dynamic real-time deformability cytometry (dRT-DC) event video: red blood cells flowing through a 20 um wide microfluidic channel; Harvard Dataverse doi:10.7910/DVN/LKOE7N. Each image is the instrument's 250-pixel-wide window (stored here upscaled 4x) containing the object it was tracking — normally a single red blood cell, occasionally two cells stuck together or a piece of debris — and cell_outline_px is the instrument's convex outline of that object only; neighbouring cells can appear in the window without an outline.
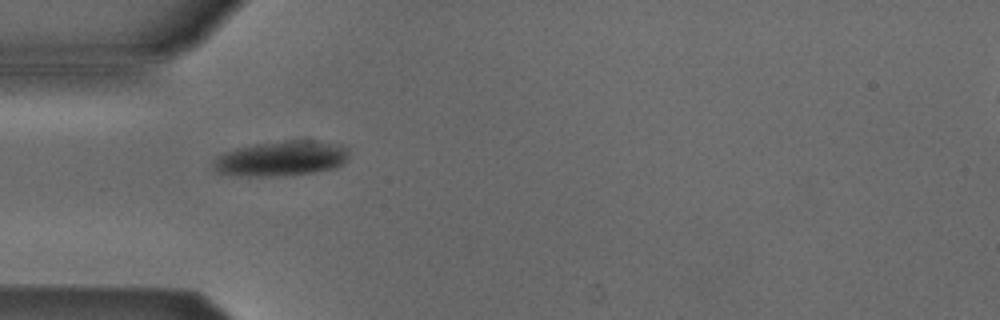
{"species": "Egyptian fruit bat (a non-hibernating species)", "species_latin": "Rousettus aegyptiacus", "temperature_condition": "cold", "stored_images_in_passage": 5, "camera_frame_rate_fps": 3000, "um_per_image_px": 0.085, "animal": {"sex": "male"}, "frame": {"image": 1, "passage_image": 4, "time_ms": 4.333, "image_size_px": [1000, 320], "cell_outline_px": [[348, 156], [344, 164], [336, 168], [292, 176], [236, 176], [216, 172], [212, 168], [212, 160], [216, 156], [224, 152], [236, 148], [256, 144], [284, 140], [312, 140], [340, 144], [348, 148]], "centroid_in_image_um": [23.89, 13.48], "position_along_channel_um": 61.1, "area_um2": 28.38}}
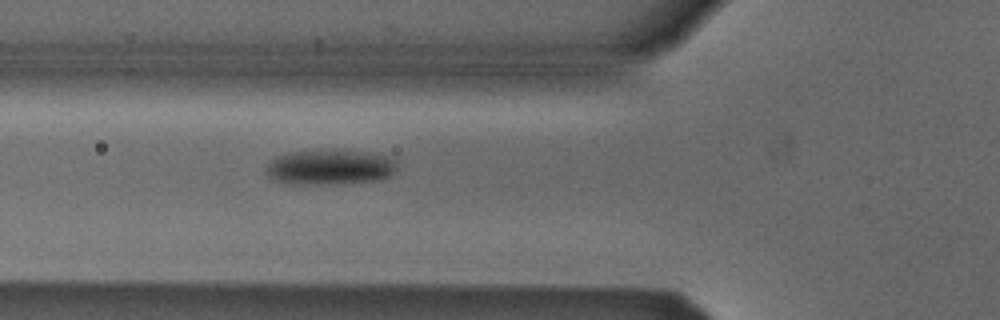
{"frame": {"image": 2, "passage_image": 5, "time_ms": 5.333, "image_size_px": [1000, 320], "cell_outline_px": [[396, 168], [392, 176], [380, 180], [336, 184], [288, 184], [276, 180], [268, 176], [268, 164], [276, 156], [292, 152], [332, 148], [368, 152], [392, 156], [396, 160]], "centroid_in_image_um": [28.12, 14.19], "position_along_channel_um": 97.7, "area_um2": 27.46}}